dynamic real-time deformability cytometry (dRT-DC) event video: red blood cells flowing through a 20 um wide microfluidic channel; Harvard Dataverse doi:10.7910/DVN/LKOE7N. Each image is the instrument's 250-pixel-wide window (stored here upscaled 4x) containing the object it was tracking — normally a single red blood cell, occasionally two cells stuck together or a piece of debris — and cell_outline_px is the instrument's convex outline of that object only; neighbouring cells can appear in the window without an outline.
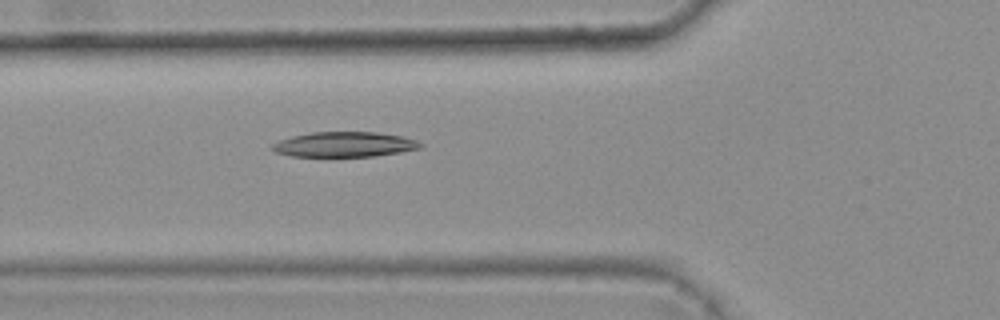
{"species": "common noctule bat (a hibernating species)", "species_latin": "Nyctalus noctula", "temperature_condition": "warm", "stored_images_in_passage": 5, "camera_frame_rate_fps": 3000, "um_per_image_px": 0.085, "animal": {"sex": "female", "body_mass_g": 25.1}, "frame": {"image": 1, "passage_image": 5, "time_ms": 1.333, "image_size_px": [1000, 320], "cell_outline_px": [[424, 144], [420, 148], [400, 152], [372, 156], [292, 156], [276, 152], [272, 148], [272, 144], [280, 140], [292, 136], [312, 132], [376, 132], [404, 136], [416, 140]], "centroid_in_image_um": [29.3, 12.27], "position_along_channel_um": 96.5, "area_um2": 21.5}}